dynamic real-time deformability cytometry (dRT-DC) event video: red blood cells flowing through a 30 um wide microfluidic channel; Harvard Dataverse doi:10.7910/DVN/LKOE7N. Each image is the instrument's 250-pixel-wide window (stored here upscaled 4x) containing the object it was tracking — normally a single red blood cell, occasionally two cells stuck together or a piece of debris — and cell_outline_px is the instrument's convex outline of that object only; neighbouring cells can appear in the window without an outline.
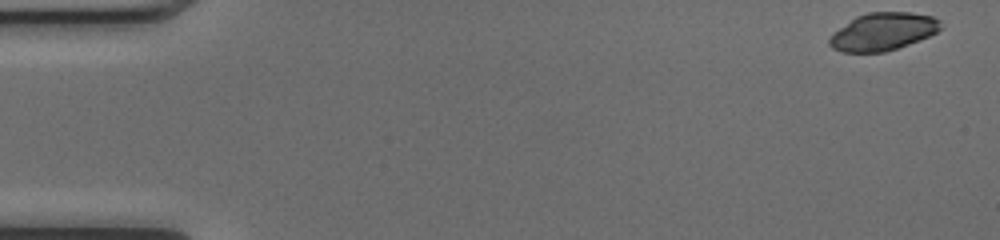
{"species": "common noctule bat (a hibernating species)", "species_latin": "Nyctalus noctula", "temperature_condition": "cold", "stored_images_in_passage": 50, "camera_frame_rate_fps": 3000, "um_per_image_px": 0.085, "animal": {"sex": "female", "body_mass_g": 17.0, "forearm_length_mm": 48.0}, "frame": {"image": 1, "passage_image": 1, "time_ms": 0.0, "image_size_px": [1000, 240], "cell_outline_px": [[940, 28], [936, 32], [928, 36], [908, 44], [884, 52], [840, 52], [832, 48], [828, 44], [828, 40], [840, 28], [856, 16], [868, 12], [912, 12], [932, 16], [940, 20]], "centroid_in_image_um": [75.04, 2.68], "position_along_channel_um": 10.0, "area_um2": 24.1}}
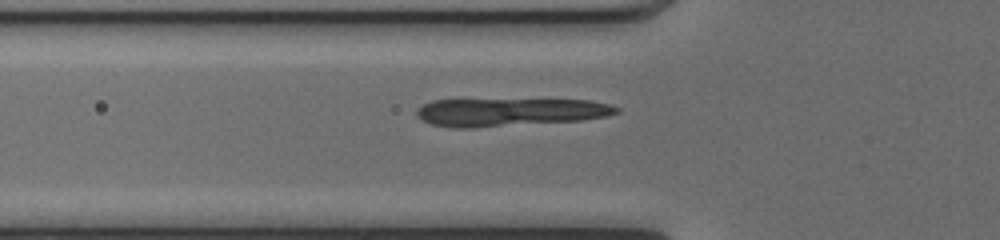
{"frame": {"image": 2, "passage_image": 17, "time_ms": 5.333, "image_size_px": [1000, 240], "cell_outline_px": [[620, 112], [608, 116], [584, 120], [472, 128], [452, 128], [432, 124], [416, 116], [416, 108], [432, 100], [588, 100], [612, 104], [620, 108]], "centroid_in_image_um": [43.37, 9.53], "position_along_channel_um": 82.4, "area_um2": 32.71}}
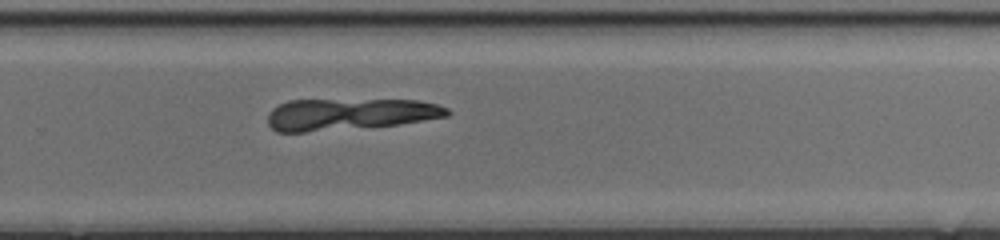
{"frame": {"image": 3, "passage_image": 33, "time_ms": 10.667, "image_size_px": [1000, 240], "cell_outline_px": [[452, 112], [448, 116], [400, 124], [304, 132], [276, 132], [268, 124], [268, 112], [272, 108], [288, 100], [420, 100], [436, 104], [448, 108]], "centroid_in_image_um": [29.71, 9.7], "position_along_channel_um": 300.1, "area_um2": 33.06}}